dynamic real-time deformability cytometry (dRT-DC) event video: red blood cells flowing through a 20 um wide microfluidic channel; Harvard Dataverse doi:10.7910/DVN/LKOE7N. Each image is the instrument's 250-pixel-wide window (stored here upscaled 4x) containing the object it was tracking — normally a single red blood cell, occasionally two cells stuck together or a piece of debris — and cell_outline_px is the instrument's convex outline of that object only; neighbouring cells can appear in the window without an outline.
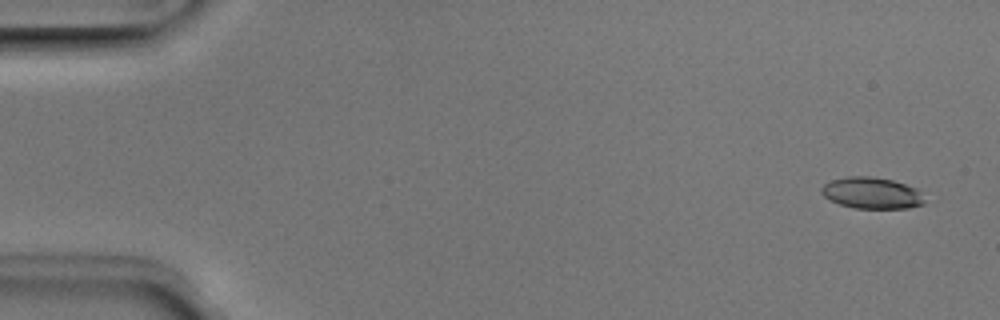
{"species": "Egyptian fruit bat (a non-hibernating species)", "species_latin": "Rousettus aegyptiacus", "temperature_condition": "room temperature", "stored_images_in_passage": 52, "camera_frame_rate_fps": 3000, "um_per_image_px": 0.085, "animal": {"sex": "male"}, "frame": {"image": 1, "passage_image": 3, "time_ms": 0.667, "image_size_px": [1000, 320], "cell_outline_px": [[924, 204], [908, 208], [856, 208], [840, 204], [824, 196], [820, 192], [820, 188], [824, 184], [832, 180], [848, 176], [872, 176], [892, 180], [916, 188], [920, 192], [924, 200]], "centroid_in_image_um": [74.09, 16.4], "position_along_channel_um": 10.9, "area_um2": 18.73}}
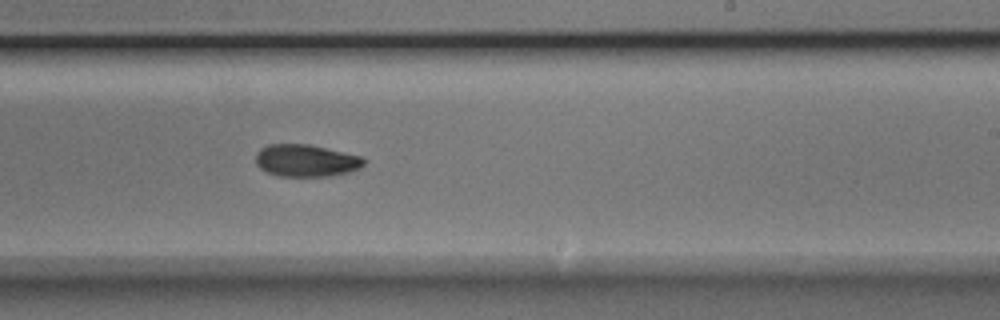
{"frame": {"image": 2, "passage_image": 32, "time_ms": 10.333, "image_size_px": [1000, 320], "cell_outline_px": [[364, 164], [360, 168], [348, 172], [328, 176], [280, 176], [268, 172], [260, 168], [256, 164], [256, 152], [260, 148], [268, 144], [308, 144], [364, 156]], "centroid_in_image_um": [26.01, 13.64], "position_along_channel_um": 263.0, "area_um2": 20.35}}
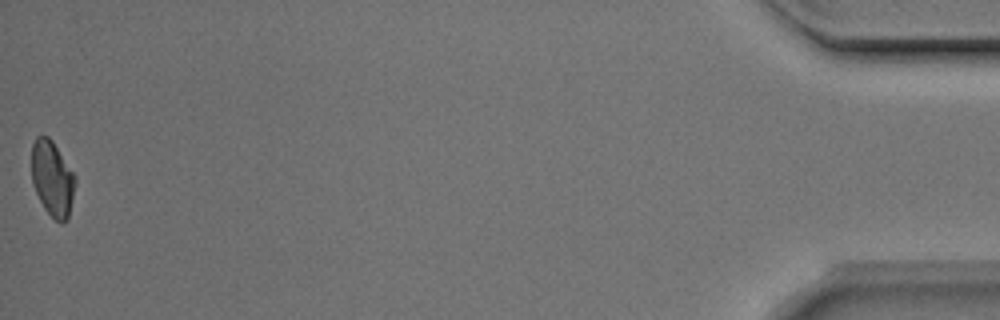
{"frame": {"image": 3, "passage_image": 52, "time_ms": 17.0, "image_size_px": [1000, 320], "cell_outline_px": [[76, 184], [68, 220], [60, 224], [44, 208], [32, 184], [32, 144], [36, 136], [48, 136], [52, 140], [76, 176]], "centroid_in_image_um": [4.46, 15.18], "position_along_channel_um": 430.7, "area_um2": 19.25}, "authors_computed_cell_mechanics": {"area_um2": 20.2011, "velocity_mm_per_s": 3.9609, "shape_relaxation_time_tau1_ms": 7.8575, "shape_relaxation_time_tau2_ms": null, "deformation_change_tau1": 0.1909, "deformation_change_tau2": null}}